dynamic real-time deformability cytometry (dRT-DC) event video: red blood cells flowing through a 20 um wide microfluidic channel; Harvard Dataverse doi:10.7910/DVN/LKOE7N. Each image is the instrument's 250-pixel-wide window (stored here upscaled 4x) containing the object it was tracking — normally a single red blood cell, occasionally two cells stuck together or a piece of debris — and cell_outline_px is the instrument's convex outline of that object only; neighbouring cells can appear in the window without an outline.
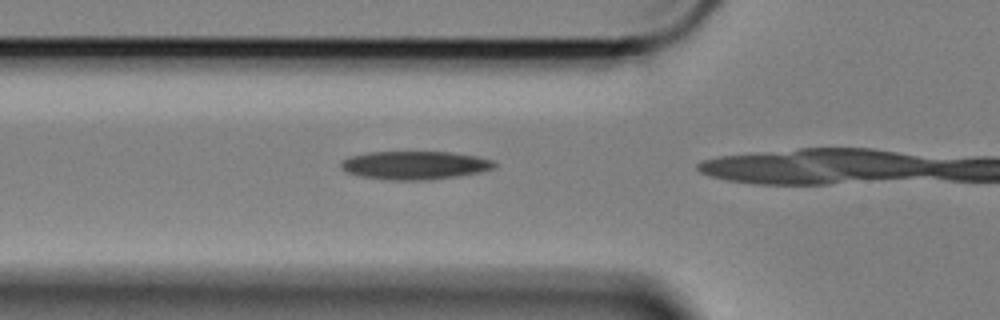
{"species": "Egyptian fruit bat (a non-hibernating species)", "species_latin": "Rousettus aegyptiacus", "temperature_condition": "cold", "stored_images_in_passage": 15, "camera_frame_rate_fps": 3000, "um_per_image_px": 0.085, "animal": {"sex": "female"}, "frame": {"image": 1, "passage_image": 11, "time_ms": 3.333, "image_size_px": [1000, 320], "cell_outline_px": [[496, 164], [492, 168], [480, 172], [456, 176], [428, 180], [384, 180], [360, 176], [348, 172], [340, 164], [344, 160], [352, 156], [368, 152], [448, 152], [476, 156], [492, 160]], "centroid_in_image_um": [35.26, 14.05], "position_along_channel_um": 90.5, "area_um2": 25.03}}